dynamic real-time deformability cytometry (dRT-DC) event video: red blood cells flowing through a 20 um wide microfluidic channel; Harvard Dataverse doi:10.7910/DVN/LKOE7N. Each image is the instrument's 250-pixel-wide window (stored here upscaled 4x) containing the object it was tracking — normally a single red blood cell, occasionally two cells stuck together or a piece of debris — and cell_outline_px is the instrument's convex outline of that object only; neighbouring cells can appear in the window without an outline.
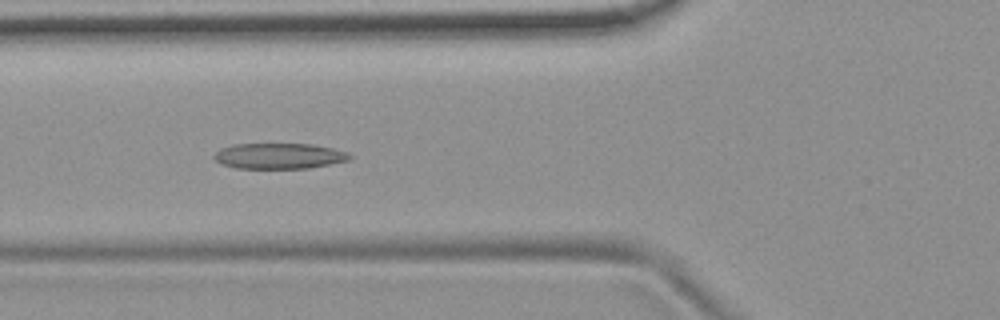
{"species": "common noctule bat (a hibernating species)", "species_latin": "Nyctalus noctula", "temperature_condition": "room temperature", "stored_images_in_passage": 54, "camera_frame_rate_fps": 3000, "um_per_image_px": 0.085, "animal": {"sex": "female", "body_mass_g": 19.9}, "frame": {"image": 1, "passage_image": 20, "time_ms": 6.333, "image_size_px": [1000, 320], "cell_outline_px": [[352, 160], [308, 168], [236, 168], [220, 164], [212, 156], [220, 148], [232, 144], [312, 144], [332, 148], [348, 152], [352, 156]], "centroid_in_image_um": [23.73, 13.25], "position_along_channel_um": 102.1, "area_um2": 20.4}}
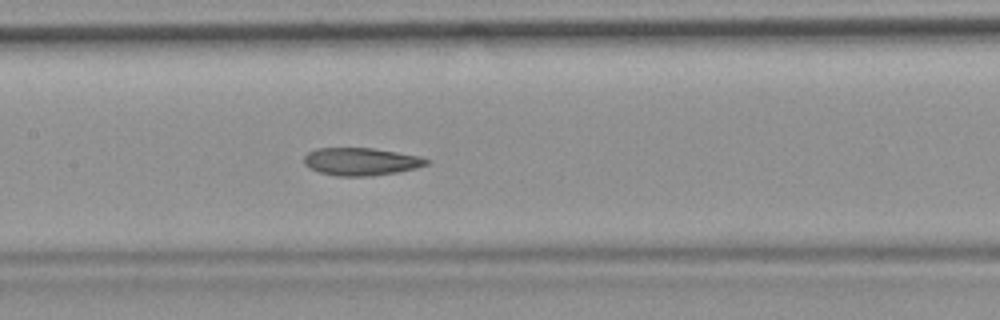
{"frame": {"image": 2, "passage_image": 26, "time_ms": 8.333, "image_size_px": [1000, 320], "cell_outline_px": [[432, 160], [428, 164], [416, 168], [400, 172], [372, 176], [336, 176], [320, 172], [308, 168], [304, 164], [304, 156], [308, 152], [316, 148], [372, 148], [420, 156]], "centroid_in_image_um": [30.7, 13.74], "position_along_channel_um": 176.7, "area_um2": 19.94}}
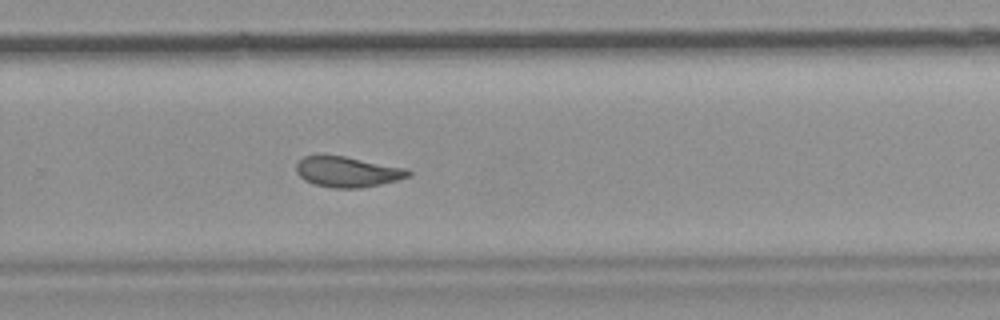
{"frame": {"image": 3, "passage_image": 36, "time_ms": 11.667, "image_size_px": [1000, 320], "cell_outline_px": [[412, 172], [408, 176], [396, 180], [380, 184], [360, 188], [332, 188], [316, 184], [304, 180], [296, 172], [296, 164], [304, 156], [320, 152], [344, 156], [408, 168]], "centroid_in_image_um": [29.48, 14.56], "position_along_channel_um": 300.3, "area_um2": 20.29}, "authors_computed_cell_mechanics": {"area_um2": 20.9814, "velocity_mm_per_s": 3.7281, "shape_relaxation_time_tau1_ms": null, "shape_relaxation_time_tau2_ms": 1.8645, "deformation_change_tau1": null, "deformation_change_tau2": 0.0827}}